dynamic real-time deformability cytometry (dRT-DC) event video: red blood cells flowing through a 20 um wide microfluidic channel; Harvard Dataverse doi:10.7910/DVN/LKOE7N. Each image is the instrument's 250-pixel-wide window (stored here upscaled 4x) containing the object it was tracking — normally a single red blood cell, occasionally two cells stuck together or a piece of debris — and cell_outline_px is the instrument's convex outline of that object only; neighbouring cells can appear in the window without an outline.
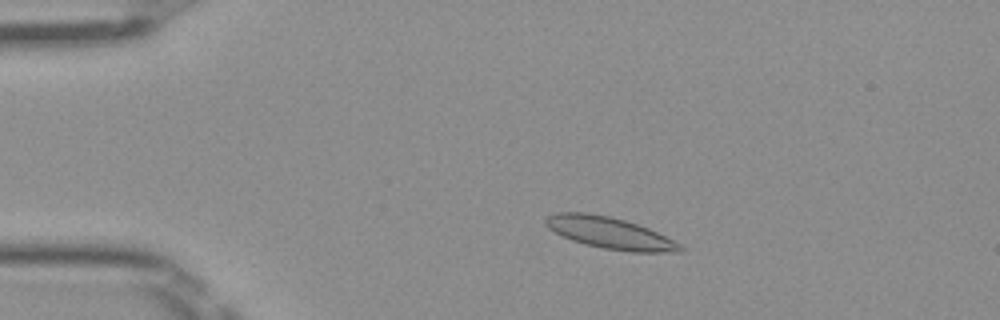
{"species": "Egyptian fruit bat (a non-hibernating species)", "species_latin": "Rousettus aegyptiacus", "temperature_condition": "room temperature", "stored_images_in_passage": 50, "camera_frame_rate_fps": 3000, "um_per_image_px": 0.085, "frame": {"image": 1, "passage_image": 9, "time_ms": 2.667, "image_size_px": [1000, 320], "cell_outline_px": [[684, 248], [680, 252], [632, 252], [604, 248], [572, 240], [548, 228], [544, 224], [544, 220], [548, 216], [556, 212], [584, 212], [608, 216], [624, 220], [648, 228], [680, 244]], "centroid_in_image_um": [51.81, 19.79], "position_along_channel_um": 33.2, "area_um2": 24.33}}
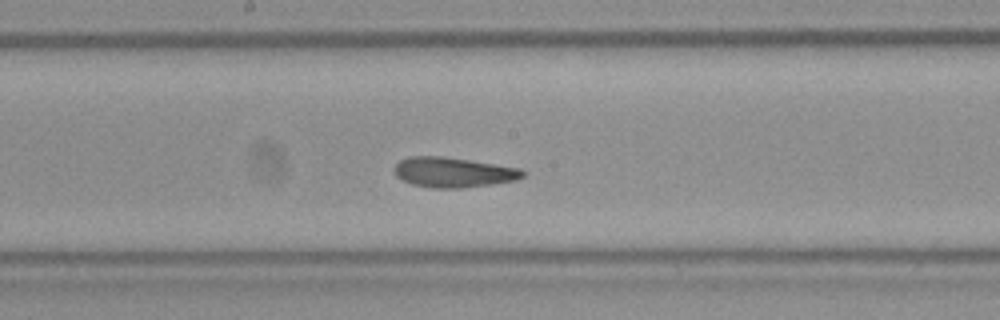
{"frame": {"image": 2, "passage_image": 26, "time_ms": 8.333, "image_size_px": [1000, 320], "cell_outline_px": [[524, 176], [516, 180], [492, 184], [460, 188], [432, 188], [412, 184], [396, 176], [392, 168], [400, 160], [408, 156], [444, 156], [520, 168], [524, 172]], "centroid_in_image_um": [38.49, 14.64], "position_along_channel_um": 209.7, "area_um2": 22.48}}
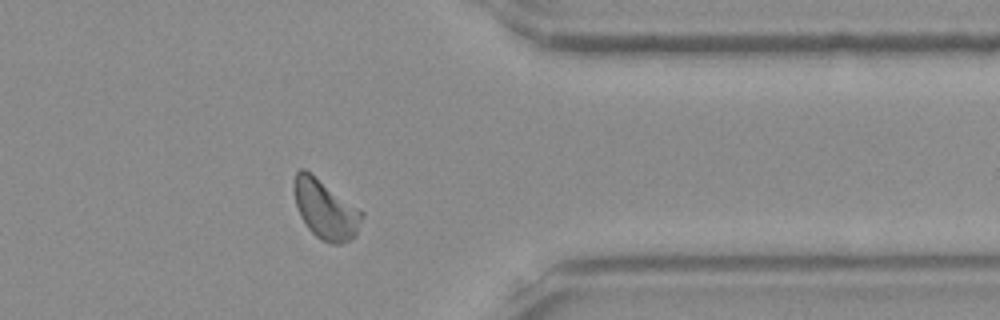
{"frame": {"image": 3, "passage_image": 40, "time_ms": 13.0, "image_size_px": [1000, 320], "cell_outline_px": [[364, 216], [356, 236], [340, 244], [332, 244], [320, 240], [304, 224], [300, 216], [296, 204], [292, 188], [292, 184], [296, 172], [300, 168], [304, 168], [364, 212]], "centroid_in_image_um": [27.64, 17.8], "position_along_channel_um": 383.8, "area_um2": 23.52}, "authors_computed_cell_mechanics": {"area_um2": 22.6576, "velocity_mm_per_s": 3.9764, "shape_relaxation_time_tau1_ms": null, "shape_relaxation_time_tau2_ms": 1.9413, "deformation_change_tau1": null, "deformation_change_tau2": 0.0903}}